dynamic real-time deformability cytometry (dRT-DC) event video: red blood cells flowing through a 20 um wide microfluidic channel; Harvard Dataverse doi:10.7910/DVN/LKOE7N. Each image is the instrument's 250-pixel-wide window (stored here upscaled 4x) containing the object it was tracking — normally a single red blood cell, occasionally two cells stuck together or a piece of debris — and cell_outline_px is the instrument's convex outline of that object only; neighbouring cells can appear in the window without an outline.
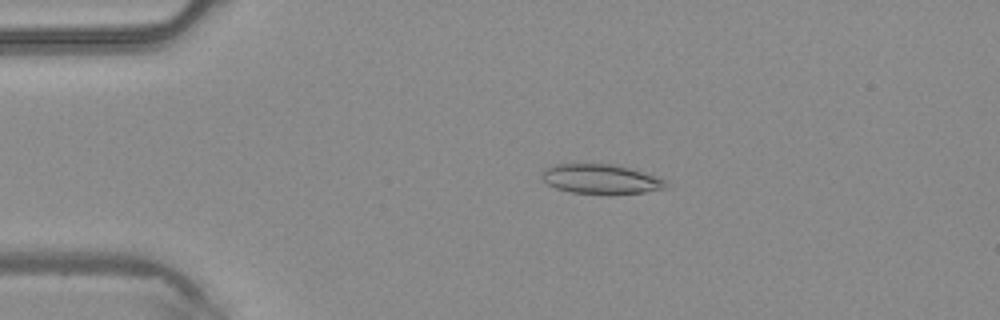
{"species": "common noctule bat (a hibernating species)", "species_latin": "Nyctalus noctula", "temperature_condition": "warm", "stored_images_in_passage": 45, "camera_frame_rate_fps": 3000, "um_per_image_px": 0.085, "animal": {"sex": "male", "body_mass_g": 20.4}, "frame": {"image": 1, "passage_image": 9, "time_ms": 2.667, "image_size_px": [1000, 320], "cell_outline_px": [[668, 188], [644, 192], [608, 196], [572, 192], [556, 188], [548, 184], [540, 176], [544, 168], [556, 164], [616, 164], [660, 176], [668, 180]], "centroid_in_image_um": [51.15, 15.24], "position_along_channel_um": 33.8, "area_um2": 22.2}}
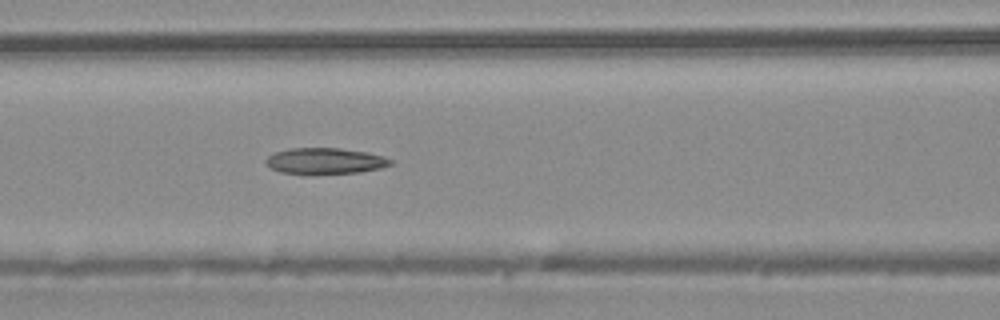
{"frame": {"image": 2, "passage_image": 19, "time_ms": 6.0, "image_size_px": [1000, 320], "cell_outline_px": [[392, 164], [384, 168], [360, 172], [280, 172], [272, 168], [264, 160], [268, 156], [276, 152], [288, 148], [340, 148], [368, 152], [384, 156], [392, 160]], "centroid_in_image_um": [27.7, 13.65], "position_along_channel_um": 138.9, "area_um2": 18.44}}
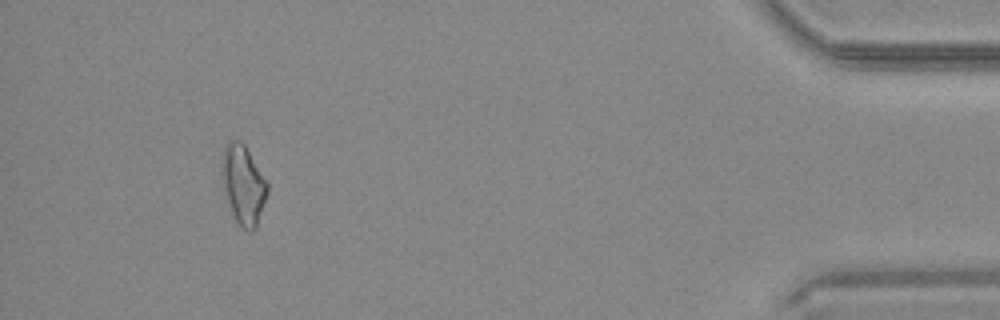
{"frame": {"image": 3, "passage_image": 42, "time_ms": 13.667, "image_size_px": [1000, 320], "cell_outline_px": [[268, 192], [256, 228], [252, 232], [248, 232], [240, 228], [232, 216], [224, 188], [220, 172], [220, 164], [224, 144], [228, 140], [240, 140], [244, 144], [268, 184]], "centroid_in_image_um": [20.64, 15.71], "position_along_channel_um": 414.6, "area_um2": 21.33}}